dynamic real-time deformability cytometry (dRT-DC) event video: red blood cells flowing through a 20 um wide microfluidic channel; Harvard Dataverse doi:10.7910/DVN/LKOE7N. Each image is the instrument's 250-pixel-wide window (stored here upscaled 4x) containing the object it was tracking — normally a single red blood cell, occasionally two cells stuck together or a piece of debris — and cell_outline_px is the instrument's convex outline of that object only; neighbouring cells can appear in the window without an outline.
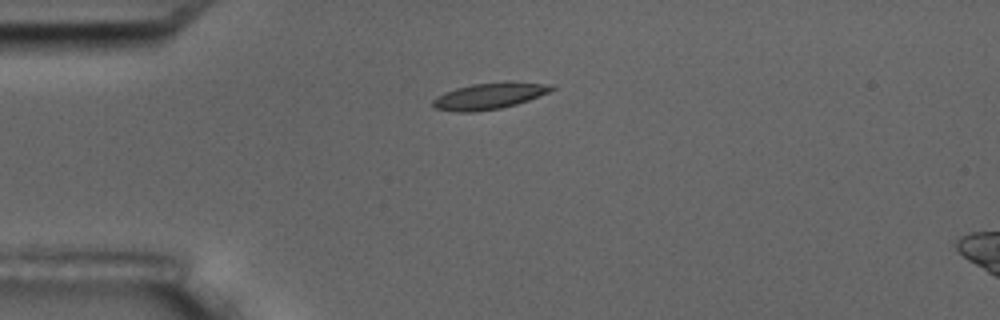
{"species": "common noctule bat (a hibernating species)", "species_latin": "Nyctalus noctula", "temperature_condition": "room temperature", "stored_images_in_passage": 2, "camera_frame_rate_fps": 3000, "um_per_image_px": 0.085, "animal": {"sex": "male", "body_mass_g": 17.5, "forearm_length_mm": 52.3}, "frame": {"image": 1, "passage_image": 1, "time_ms": 0.0, "image_size_px": [1000, 320], "cell_outline_px": [[556, 88], [548, 92], [528, 100], [516, 104], [500, 108], [472, 112], [460, 112], [432, 108], [432, 100], [436, 96], [444, 92], [456, 88], [472, 84], [512, 80], [552, 84]], "centroid_in_image_um": [41.59, 8.13], "position_along_channel_um": 43.4, "area_um2": 18.5}}